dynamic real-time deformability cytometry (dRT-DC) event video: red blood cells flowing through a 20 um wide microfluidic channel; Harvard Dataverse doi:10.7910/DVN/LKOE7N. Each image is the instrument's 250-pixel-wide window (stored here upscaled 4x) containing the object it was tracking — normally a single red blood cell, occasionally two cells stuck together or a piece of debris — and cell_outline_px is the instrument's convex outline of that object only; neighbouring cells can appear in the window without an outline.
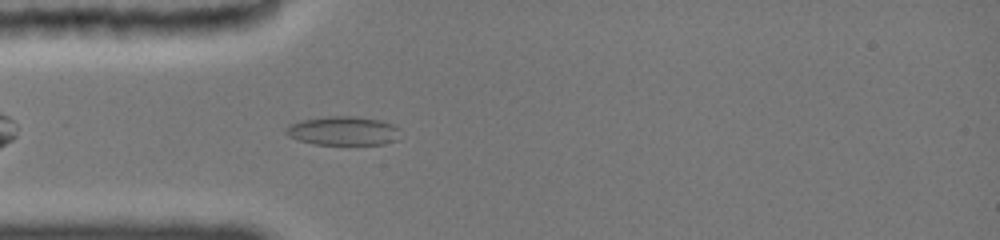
{"species": "common noctule bat (a hibernating species)", "species_latin": "Nyctalus noctula", "temperature_condition": "cold", "stored_images_in_passage": 7, "camera_frame_rate_fps": 3000, "um_per_image_px": 0.085, "animal": {"sex": "female", "body_mass_g": 19.0, "forearm_length_mm": 51.5}, "frame": {"image": 1, "passage_image": 2, "time_ms": 0.667, "image_size_px": [1000, 240], "cell_outline_px": [[396, 140], [384, 144], [316, 144], [300, 140], [288, 136], [288, 128], [292, 124], [304, 120], [336, 116], [348, 116], [376, 120], [388, 124], [396, 128]], "centroid_in_image_um": [29.14, 11.14], "position_along_channel_um": 55.9, "area_um2": 18.15}}
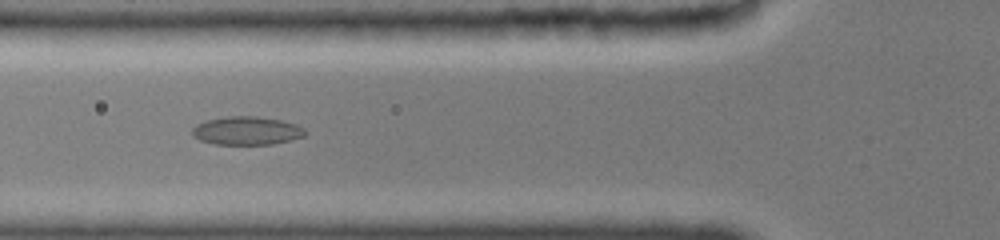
{"frame": {"image": 2, "passage_image": 4, "time_ms": 2.0, "image_size_px": [1000, 240], "cell_outline_px": [[304, 136], [272, 144], [216, 144], [200, 140], [192, 132], [192, 128], [196, 124], [208, 120], [232, 116], [252, 116], [280, 120], [304, 128]], "centroid_in_image_um": [20.94, 11.11], "position_along_channel_um": 104.9, "area_um2": 18.09}}
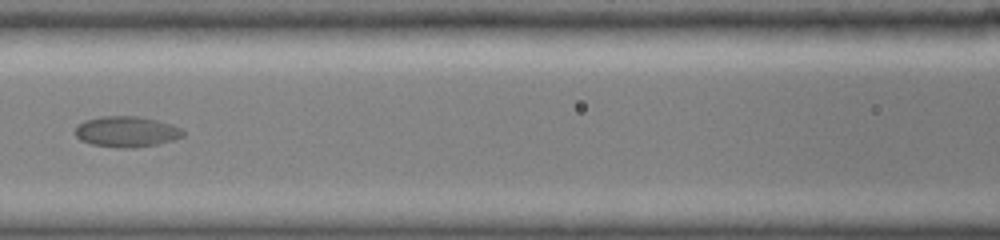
{"frame": {"image": 3, "passage_image": 6, "time_ms": 3.333, "image_size_px": [1000, 240], "cell_outline_px": [[184, 136], [172, 140], [156, 144], [136, 148], [124, 148], [92, 144], [80, 140], [76, 136], [76, 128], [80, 124], [88, 120], [104, 116], [140, 116], [156, 120], [180, 128], [184, 132]], "centroid_in_image_um": [10.77, 11.2], "position_along_channel_um": 155.8, "area_um2": 18.96}}